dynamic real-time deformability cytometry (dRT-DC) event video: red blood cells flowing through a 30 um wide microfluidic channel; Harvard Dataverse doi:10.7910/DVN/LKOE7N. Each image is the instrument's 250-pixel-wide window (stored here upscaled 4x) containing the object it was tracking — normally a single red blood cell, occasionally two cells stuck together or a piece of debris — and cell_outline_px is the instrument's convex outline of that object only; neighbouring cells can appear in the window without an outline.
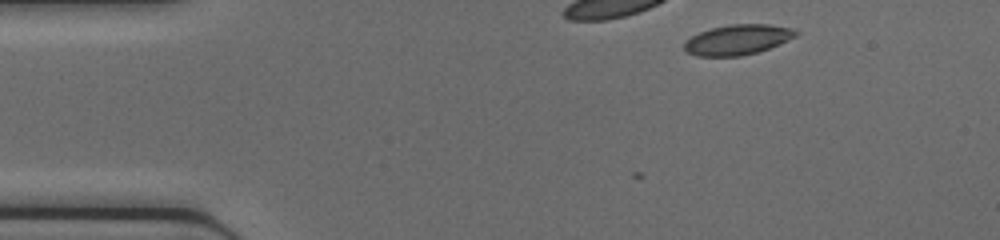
{"species": "common noctule bat (a hibernating species)", "species_latin": "Nyctalus noctula", "temperature_condition": "cold", "stored_images_in_passage": 4, "camera_frame_rate_fps": 3000, "um_per_image_px": 0.085, "animal": {"sex": "female", "body_mass_g": 17.0, "forearm_length_mm": 48.0}, "frame": {"image": 1, "passage_image": 1, "time_ms": 0.0, "image_size_px": [1000, 240], "cell_outline_px": [[800, 32], [796, 36], [780, 44], [756, 52], [740, 56], [696, 56], [688, 52], [684, 48], [684, 40], [700, 32], [712, 28], [728, 24], [768, 24], [792, 28]], "centroid_in_image_um": [62.7, 3.37], "position_along_channel_um": 22.3, "area_um2": 19.59}}